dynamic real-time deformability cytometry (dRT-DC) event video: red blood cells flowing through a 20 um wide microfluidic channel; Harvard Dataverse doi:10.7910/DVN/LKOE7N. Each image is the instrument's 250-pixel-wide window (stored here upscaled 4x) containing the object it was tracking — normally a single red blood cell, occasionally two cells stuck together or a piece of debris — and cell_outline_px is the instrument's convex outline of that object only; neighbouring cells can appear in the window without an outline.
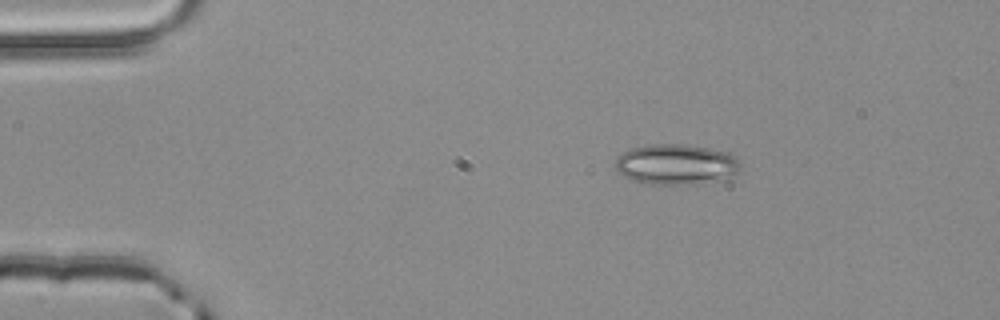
{"species": "common noctule bat (a hibernating species)", "species_latin": "Nyctalus noctula", "temperature_condition": "room temperature", "stored_images_in_passage": 2, "camera_frame_rate_fps": 3000, "um_per_image_px": 0.085, "animal": {"sex": "male", "body_mass_g": 20.4}, "frame": {"image": 1, "passage_image": 1, "time_ms": 0.0, "image_size_px": [1000, 320], "cell_outline_px": [[740, 168], [728, 180], [680, 184], [652, 184], [632, 180], [616, 172], [616, 156], [632, 148], [648, 144], [684, 144], [712, 148], [732, 152], [740, 160]], "centroid_in_image_um": [57.52, 13.95], "position_along_channel_um": 27.5, "area_um2": 29.94}}